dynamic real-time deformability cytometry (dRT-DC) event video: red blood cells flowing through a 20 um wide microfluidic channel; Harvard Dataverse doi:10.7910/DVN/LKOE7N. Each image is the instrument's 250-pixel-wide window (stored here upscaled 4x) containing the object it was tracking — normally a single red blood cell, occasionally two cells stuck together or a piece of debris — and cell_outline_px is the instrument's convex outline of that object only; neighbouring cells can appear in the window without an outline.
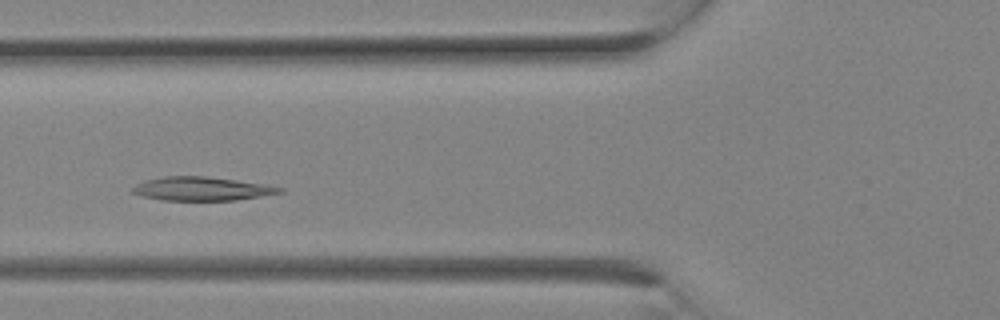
{"species": "Egyptian fruit bat (a non-hibernating species)", "species_latin": "Rousettus aegyptiacus", "temperature_condition": "room temperature", "stored_images_in_passage": 12, "camera_frame_rate_fps": 3000, "um_per_image_px": 0.085, "animal": {"sex": "female"}, "frame": {"image": 1, "passage_image": 6, "time_ms": 1.667, "image_size_px": [1000, 320], "cell_outline_px": [[284, 192], [236, 200], [160, 200], [144, 196], [132, 192], [132, 188], [136, 184], [144, 180], [164, 176], [204, 176], [236, 180], [264, 184], [284, 188]], "centroid_in_image_um": [17.14, 16.04], "position_along_channel_um": 108.7, "area_um2": 20.17}}
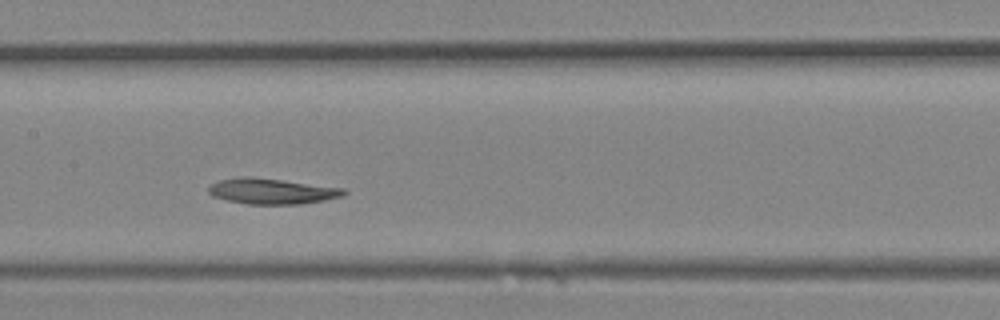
{"frame": {"image": 2, "passage_image": 9, "time_ms": 2.667, "image_size_px": [1000, 320], "cell_outline_px": [[348, 192], [344, 196], [324, 200], [300, 204], [248, 204], [228, 200], [212, 196], [208, 192], [208, 188], [212, 184], [220, 180], [240, 176], [248, 176], [344, 188]], "centroid_in_image_um": [23.11, 16.25], "position_along_channel_um": 184.3, "area_um2": 20.06}}
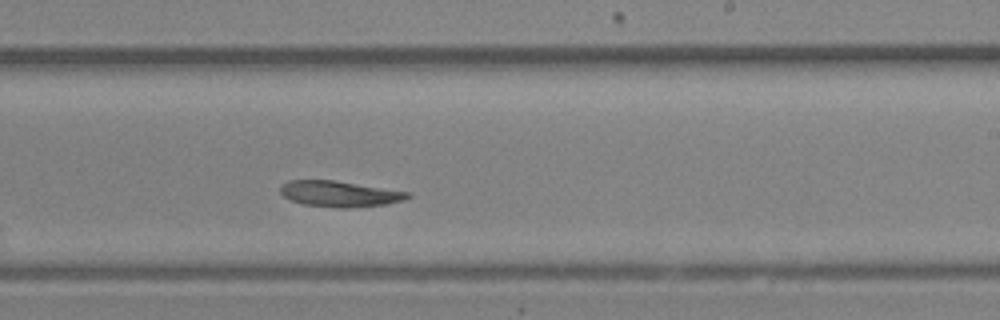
{"frame": {"image": 3, "passage_image": 12, "time_ms": 3.667, "image_size_px": [1000, 320], "cell_outline_px": [[412, 196], [404, 200], [384, 204], [352, 208], [340, 208], [304, 204], [288, 200], [280, 192], [280, 184], [288, 180], [336, 180], [412, 192]], "centroid_in_image_um": [28.87, 16.47], "position_along_channel_um": 260.1, "area_um2": 19.48}}